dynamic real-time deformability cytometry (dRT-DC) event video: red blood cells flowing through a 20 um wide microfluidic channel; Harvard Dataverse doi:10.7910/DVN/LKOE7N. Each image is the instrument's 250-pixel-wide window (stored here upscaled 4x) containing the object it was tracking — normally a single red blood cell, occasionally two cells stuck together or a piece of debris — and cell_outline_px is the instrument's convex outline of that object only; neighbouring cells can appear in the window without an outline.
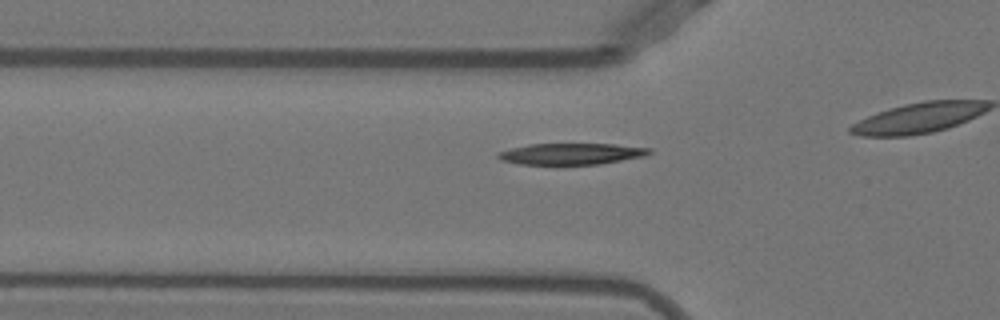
{"species": "Egyptian fruit bat (a non-hibernating species)", "species_latin": "Rousettus aegyptiacus", "temperature_condition": "warm", "stored_images_in_passage": 9, "camera_frame_rate_fps": 3000, "um_per_image_px": 0.085, "animal": {"sex": "female"}, "frame": {"image": 1, "passage_image": 4, "time_ms": 1.0, "image_size_px": [1000, 320], "cell_outline_px": [[652, 152], [644, 156], [600, 164], [520, 164], [500, 160], [496, 156], [500, 152], [512, 148], [528, 144], [616, 144], [652, 148]], "centroid_in_image_um": [48.59, 13.07], "position_along_channel_um": 77.2, "area_um2": 18.67}}
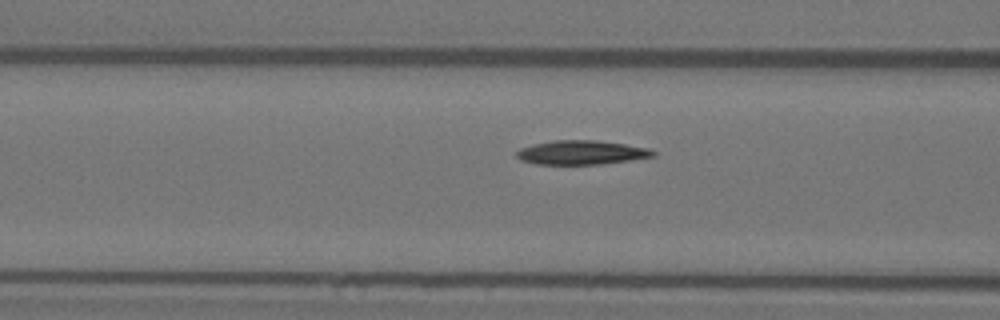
{"frame": {"image": 2, "passage_image": 7, "time_ms": 2.0, "image_size_px": [1000, 320], "cell_outline_px": [[656, 156], [600, 164], [536, 164], [520, 160], [516, 156], [516, 152], [520, 148], [552, 140], [596, 140], [624, 144], [648, 148], [656, 152]], "centroid_in_image_um": [49.41, 12.96], "position_along_channel_um": 117.2, "area_um2": 19.02}}